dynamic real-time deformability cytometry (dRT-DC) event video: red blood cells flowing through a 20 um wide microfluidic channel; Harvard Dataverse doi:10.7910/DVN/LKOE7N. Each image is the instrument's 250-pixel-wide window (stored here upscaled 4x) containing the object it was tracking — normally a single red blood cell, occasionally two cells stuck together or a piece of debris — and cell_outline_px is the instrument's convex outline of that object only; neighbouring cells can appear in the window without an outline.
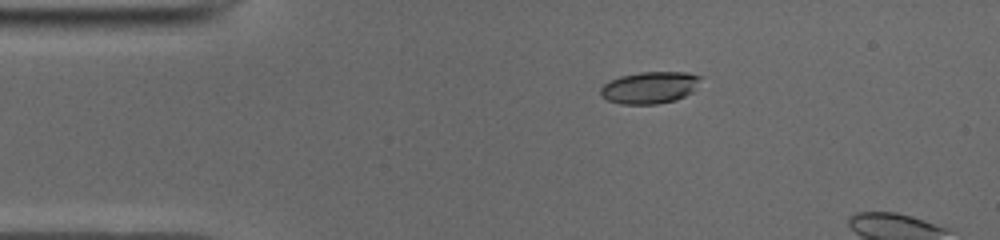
{"species": "common noctule bat (a hibernating species)", "species_latin": "Nyctalus noctula", "temperature_condition": "cold", "stored_images_in_passage": 7, "camera_frame_rate_fps": 3000, "um_per_image_px": 0.085, "animal": {"sex": "male", "body_mass_g": 19.0, "forearm_length_mm": 50.8}, "frame": {"image": 1, "passage_image": 2, "time_ms": 0.333, "image_size_px": [1000, 240], "cell_outline_px": [[704, 76], [692, 92], [676, 100], [656, 104], [620, 104], [608, 100], [600, 96], [600, 88], [604, 84], [620, 76], [640, 72], [688, 72]], "centroid_in_image_um": [55.25, 7.44], "position_along_channel_um": 29.8, "area_um2": 18.73}}